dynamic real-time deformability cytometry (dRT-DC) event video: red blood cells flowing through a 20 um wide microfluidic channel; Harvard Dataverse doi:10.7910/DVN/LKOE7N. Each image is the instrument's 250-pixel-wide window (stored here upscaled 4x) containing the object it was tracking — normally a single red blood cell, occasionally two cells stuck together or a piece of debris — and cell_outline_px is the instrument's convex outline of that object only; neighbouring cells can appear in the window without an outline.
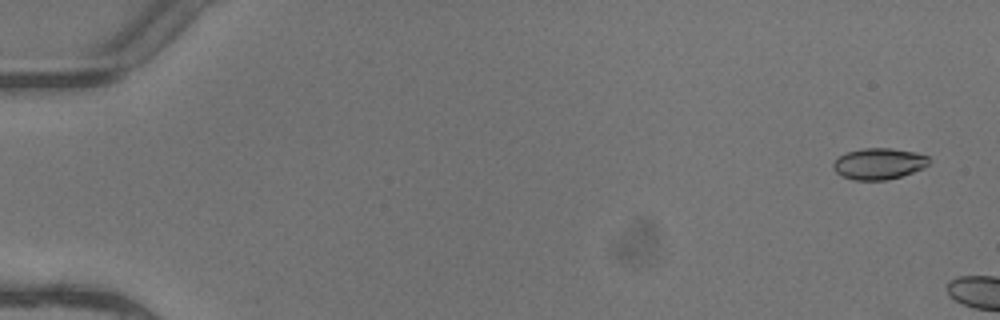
{"species": "common noctule bat (a hibernating species)", "species_latin": "Nyctalus noctula", "temperature_condition": "warm", "stored_images_in_passage": 3, "camera_frame_rate_fps": 3000, "um_per_image_px": 0.085, "animal": {"sex": "female"}, "frame": {"image": 1, "passage_image": 1, "time_ms": 0.0, "image_size_px": [1000, 320], "cell_outline_px": [[928, 164], [924, 168], [900, 176], [884, 180], [852, 180], [836, 172], [832, 168], [832, 164], [840, 156], [848, 152], [864, 148], [892, 148], [916, 152], [928, 156]], "centroid_in_image_um": [74.7, 13.91], "position_along_channel_um": 10.3, "area_um2": 17.28}}